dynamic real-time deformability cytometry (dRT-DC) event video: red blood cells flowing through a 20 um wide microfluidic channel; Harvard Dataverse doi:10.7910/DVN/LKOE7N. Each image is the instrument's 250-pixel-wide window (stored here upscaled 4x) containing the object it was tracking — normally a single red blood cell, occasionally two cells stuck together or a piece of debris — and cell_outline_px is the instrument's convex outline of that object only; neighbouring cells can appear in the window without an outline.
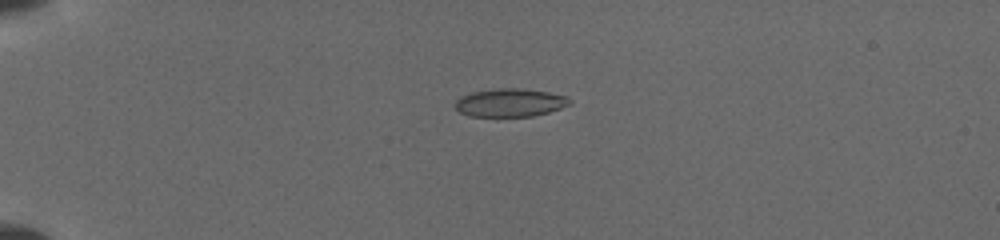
{"species": "common noctule bat (a hibernating species)", "species_latin": "Nyctalus noctula", "temperature_condition": "cold", "stored_images_in_passage": 8, "camera_frame_rate_fps": 3000, "um_per_image_px": 0.085, "animal": {"sex": "female", "body_mass_g": 19.5, "forearm_length_mm": 54.1}, "frame": {"image": 1, "passage_image": 1, "time_ms": 0.0, "image_size_px": [1000, 240], "cell_outline_px": [[572, 104], [548, 112], [532, 116], [468, 116], [460, 112], [452, 104], [460, 96], [472, 92], [496, 88], [524, 88], [548, 92], [568, 96], [572, 100]], "centroid_in_image_um": [43.35, 8.71], "position_along_channel_um": 41.6, "area_um2": 19.02}}
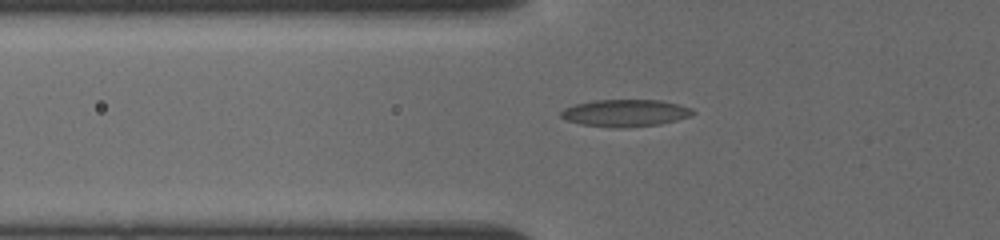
{"frame": {"image": 2, "passage_image": 6, "time_ms": 2.0, "image_size_px": [1000, 240], "cell_outline_px": [[696, 112], [692, 116], [660, 124], [580, 124], [568, 120], [560, 116], [560, 112], [564, 108], [576, 104], [592, 100], [660, 100], [692, 108]], "centroid_in_image_um": [53.19, 9.54], "position_along_channel_um": 72.6, "area_um2": 19.59}}